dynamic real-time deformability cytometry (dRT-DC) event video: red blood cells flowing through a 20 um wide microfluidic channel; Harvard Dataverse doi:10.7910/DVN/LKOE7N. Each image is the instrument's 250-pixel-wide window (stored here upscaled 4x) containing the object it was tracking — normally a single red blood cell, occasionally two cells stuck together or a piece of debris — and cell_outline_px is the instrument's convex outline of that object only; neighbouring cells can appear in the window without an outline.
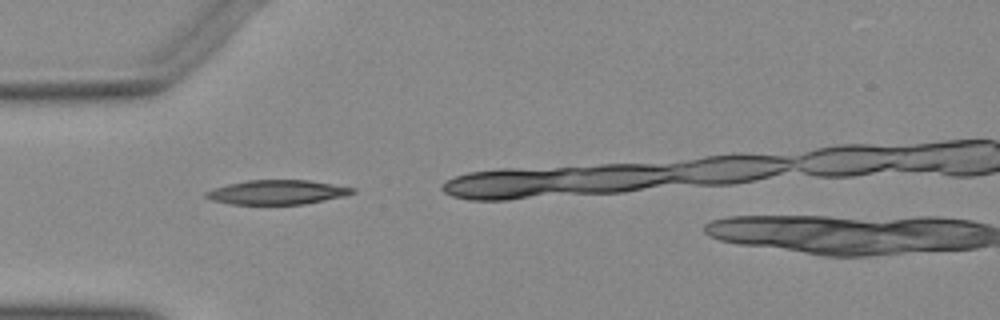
{"species": "Egyptian fruit bat (a non-hibernating species)", "species_latin": "Rousettus aegyptiacus", "temperature_condition": "warm", "stored_images_in_passage": 7, "camera_frame_rate_fps": 3000, "um_per_image_px": 0.085, "animal": {"sex": "female"}, "frame": {"image": 1, "passage_image": 1, "time_ms": 0.0, "image_size_px": [1000, 320], "cell_outline_px": [[356, 192], [344, 196], [304, 204], [232, 204], [212, 200], [204, 196], [204, 192], [228, 184], [248, 180], [308, 180], [356, 188]], "centroid_in_image_um": [23.57, 16.34], "position_along_channel_um": 61.4, "area_um2": 20.63}}
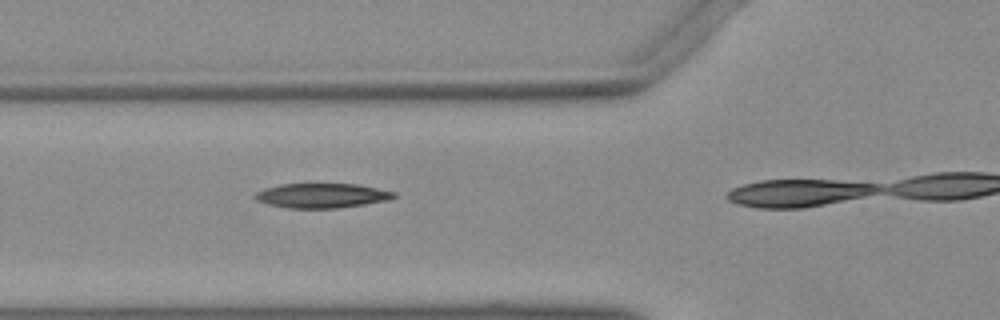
{"frame": {"image": 2, "passage_image": 4, "time_ms": 1.0, "image_size_px": [1000, 320], "cell_outline_px": [[396, 196], [388, 200], [364, 204], [336, 208], [288, 208], [268, 204], [256, 200], [252, 196], [256, 192], [264, 188], [280, 184], [356, 184], [396, 192]], "centroid_in_image_um": [27.31, 16.62], "position_along_channel_um": 98.5, "area_um2": 19.83}}